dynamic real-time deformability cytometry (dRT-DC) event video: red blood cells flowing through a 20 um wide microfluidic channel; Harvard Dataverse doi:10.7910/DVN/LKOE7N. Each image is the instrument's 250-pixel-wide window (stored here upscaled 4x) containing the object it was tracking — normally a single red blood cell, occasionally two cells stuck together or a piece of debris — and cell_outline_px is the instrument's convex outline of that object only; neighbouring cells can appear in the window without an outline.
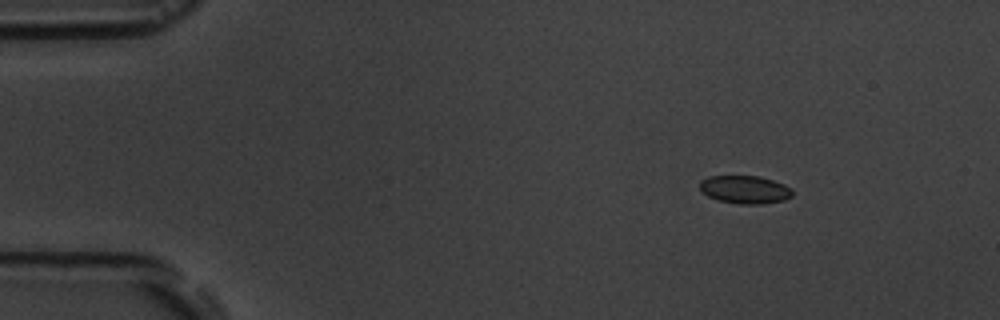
{"species": "common noctule bat (a hibernating species)", "species_latin": "Nyctalus noctula", "temperature_condition": "room temperature", "stored_images_in_passage": 9, "camera_frame_rate_fps": 3000, "um_per_image_px": 0.085, "animal": {"sex": "male", "body_mass_g": 19.5, "forearm_length_mm": 54.6}, "frame": {"image": 1, "passage_image": 3, "time_ms": 2.333, "image_size_px": [1000, 320], "cell_outline_px": [[792, 196], [784, 200], [760, 204], [740, 204], [716, 200], [708, 196], [700, 188], [700, 180], [708, 176], [760, 176], [784, 184], [792, 188]], "centroid_in_image_um": [63.32, 16.11], "position_along_channel_um": 21.7, "area_um2": 15.14}}
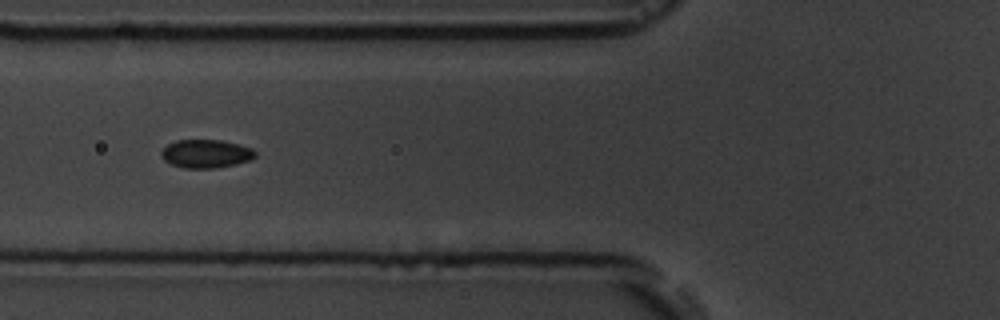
{"frame": {"image": 2, "passage_image": 7, "time_ms": 7.0, "image_size_px": [1000, 320], "cell_outline_px": [[256, 156], [252, 160], [236, 164], [216, 168], [184, 168], [172, 164], [164, 160], [160, 156], [160, 152], [168, 144], [176, 140], [220, 140], [240, 144], [252, 148], [256, 152]], "centroid_in_image_um": [17.53, 13.07], "position_along_channel_um": 108.3, "area_um2": 15.66}}
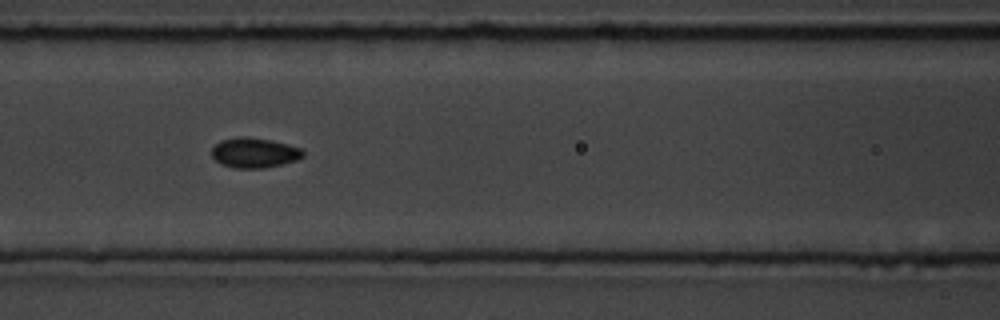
{"frame": {"image": 3, "passage_image": 8, "time_ms": 8.0, "image_size_px": [1000, 320], "cell_outline_px": [[304, 156], [296, 160], [264, 168], [232, 168], [220, 164], [212, 156], [212, 148], [220, 140], [240, 136], [244, 136], [272, 140], [288, 144], [300, 148], [304, 152]], "centroid_in_image_um": [21.6, 12.98], "position_along_channel_um": 145.0, "area_um2": 16.01}}